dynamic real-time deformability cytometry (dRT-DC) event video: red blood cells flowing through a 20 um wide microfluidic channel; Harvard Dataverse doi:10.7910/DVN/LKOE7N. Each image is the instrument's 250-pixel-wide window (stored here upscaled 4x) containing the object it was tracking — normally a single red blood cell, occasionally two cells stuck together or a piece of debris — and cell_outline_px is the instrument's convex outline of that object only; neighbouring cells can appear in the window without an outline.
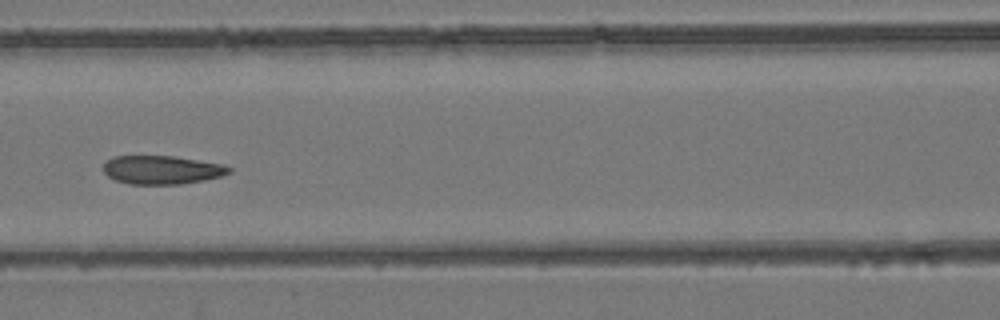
{"species": "common noctule bat (a hibernating species)", "species_latin": "Nyctalus noctula", "temperature_condition": "room temperature", "stored_images_in_passage": 6, "camera_frame_rate_fps": 3000, "um_per_image_px": 0.085, "animal": {"sex": "female", "body_mass_g": 24.6, "forearm_length_mm": 56.2}, "frame": {"image": 1, "passage_image": 6, "time_ms": 7.0, "image_size_px": [1000, 320], "cell_outline_px": [[232, 172], [220, 176], [204, 180], [180, 184], [128, 184], [112, 180], [104, 172], [104, 164], [112, 156], [176, 156], [224, 164], [232, 168]], "centroid_in_image_um": [13.76, 14.44], "position_along_channel_um": 152.8, "area_um2": 21.1}}